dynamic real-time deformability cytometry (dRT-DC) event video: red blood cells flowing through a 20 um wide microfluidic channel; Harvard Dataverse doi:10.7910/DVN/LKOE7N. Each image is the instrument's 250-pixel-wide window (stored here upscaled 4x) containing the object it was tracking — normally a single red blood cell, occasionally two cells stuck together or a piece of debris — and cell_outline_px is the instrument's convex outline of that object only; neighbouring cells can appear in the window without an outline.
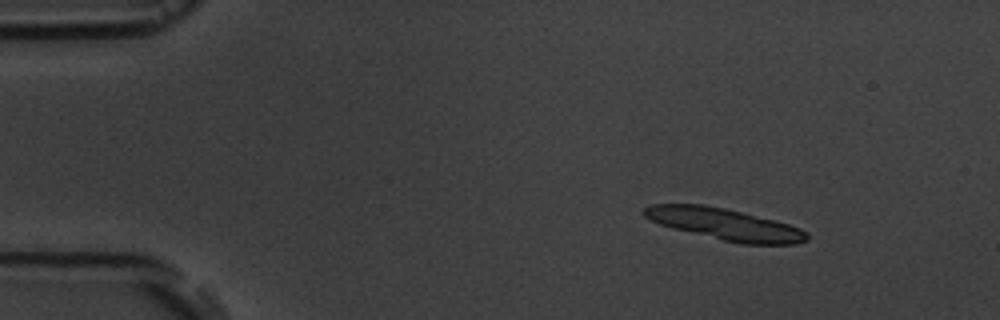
{"species": "common noctule bat (a hibernating species)", "species_latin": "Nyctalus noctula", "temperature_condition": "room temperature", "stored_images_in_passage": 7, "segment_of_instrument_passage": [1, 2], "camera_frame_rate_fps": 3000, "um_per_image_px": 0.085, "animal": {"sex": "male", "body_mass_g": 19.5, "forearm_length_mm": 54.6}, "frame": {"image": 1, "passage_image": 2, "time_ms": 2.0, "image_size_px": [1000, 320], "cell_outline_px": [[808, 240], [796, 244], [740, 244], [672, 228], [660, 224], [644, 216], [640, 212], [648, 204], [704, 204], [724, 208], [788, 224], [800, 228], [808, 232]], "centroid_in_image_um": [61.58, 19.06], "position_along_channel_um": 23.4, "area_um2": 29.77}}